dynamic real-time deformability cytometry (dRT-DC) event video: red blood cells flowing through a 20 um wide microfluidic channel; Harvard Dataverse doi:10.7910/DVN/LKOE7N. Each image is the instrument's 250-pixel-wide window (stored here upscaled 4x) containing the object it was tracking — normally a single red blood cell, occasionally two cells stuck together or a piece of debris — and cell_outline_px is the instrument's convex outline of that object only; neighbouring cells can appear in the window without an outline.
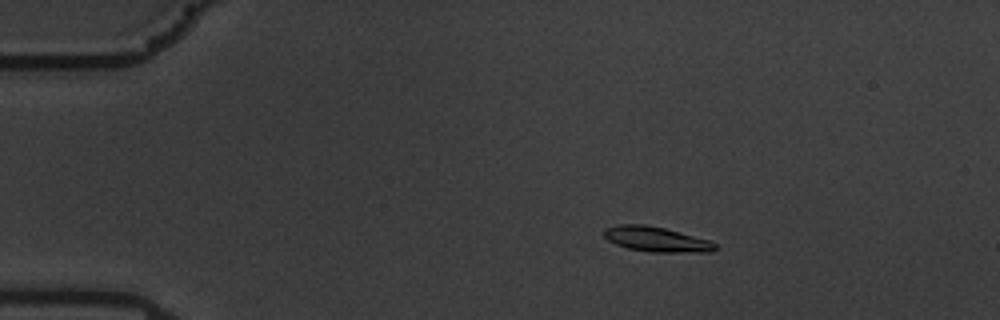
{"species": "common noctule bat (a hibernating species)", "species_latin": "Nyctalus noctula", "temperature_condition": "warm", "stored_images_in_passage": 59, "camera_frame_rate_fps": 3000, "um_per_image_px": 0.085, "animal": {"sex": "male", "body_mass_g": 19.5, "forearm_length_mm": 54.6}, "frame": {"image": 1, "passage_image": 11, "time_ms": 3.333, "image_size_px": [1000, 320], "cell_outline_px": [[716, 248], [712, 252], [652, 252], [628, 248], [616, 244], [608, 240], [604, 236], [604, 228], [616, 224], [644, 224], [664, 228], [708, 240], [716, 244]], "centroid_in_image_um": [55.75, 20.33], "position_along_channel_um": 29.2, "area_um2": 16.07}}
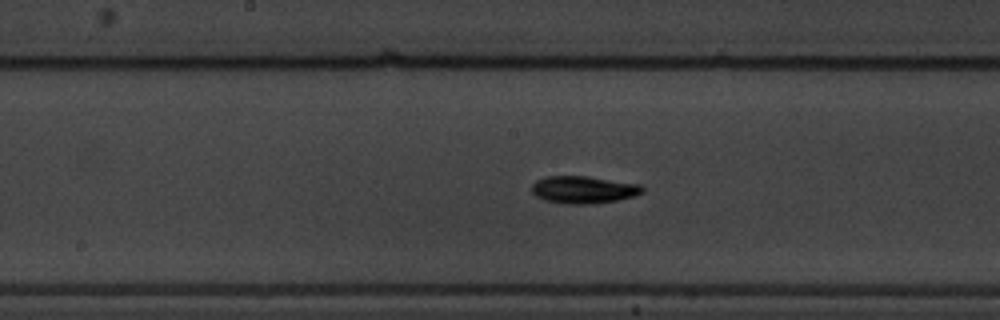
{"frame": {"image": 2, "passage_image": 31, "time_ms": 10.0, "image_size_px": [1000, 320], "cell_outline_px": [[644, 192], [632, 196], [616, 200], [592, 204], [564, 204], [544, 200], [536, 196], [532, 192], [532, 184], [536, 180], [544, 176], [588, 176], [640, 184], [644, 188]], "centroid_in_image_um": [49.57, 16.12], "position_along_channel_um": 198.6, "area_um2": 17.74}}
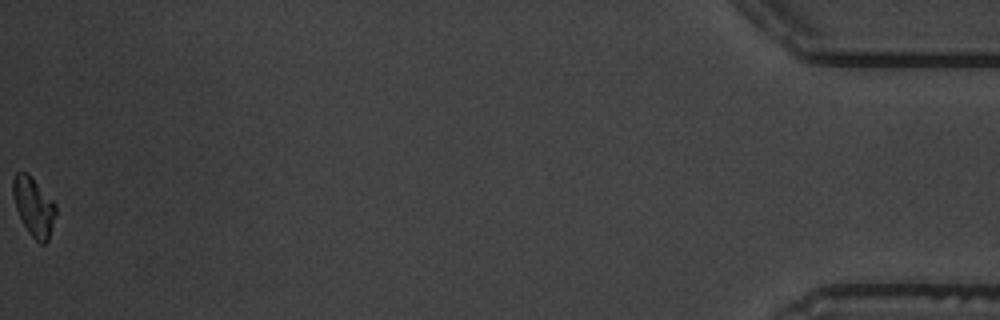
{"frame": {"image": 3, "passage_image": 59, "time_ms": 19.333, "image_size_px": [1000, 320], "cell_outline_px": [[56, 216], [48, 240], [44, 244], [40, 244], [28, 232], [16, 208], [12, 196], [12, 176], [16, 172], [28, 172], [32, 176], [56, 204]], "centroid_in_image_um": [2.86, 17.53], "position_along_channel_um": 432.3, "area_um2": 14.85}, "authors_computed_cell_mechanics": {"area_um2": 15.9528, "velocity_mm_per_s": 3.5182, "shape_relaxation_time_tau1_ms": 4.0414, "shape_relaxation_time_tau2_ms": null, "deformation_change_tau1": 0.1301, "deformation_change_tau2": null}}